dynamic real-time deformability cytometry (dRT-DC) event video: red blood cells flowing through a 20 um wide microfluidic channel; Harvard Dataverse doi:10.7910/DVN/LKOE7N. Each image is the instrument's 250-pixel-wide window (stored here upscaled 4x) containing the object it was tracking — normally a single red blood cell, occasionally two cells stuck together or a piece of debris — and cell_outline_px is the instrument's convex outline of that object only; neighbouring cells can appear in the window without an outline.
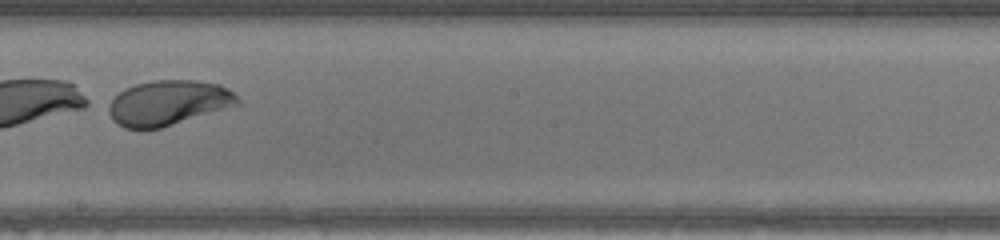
{"species": "human", "species_latin": "Homo sapiens", "temperature_condition": "warm", "stored_images_in_passage": 35, "segment_of_instrument_passage": [2, 2], "camera_frame_rate_fps": 3000, "um_per_image_px": 0.085, "donor": {"sex": "male"}, "frame": {"image": 1, "passage_image": 21, "time_ms": 6.667, "image_size_px": [1000, 240], "cell_outline_px": [[240, 104], [160, 128], [124, 128], [116, 124], [112, 120], [104, 104], [124, 88], [136, 84], [152, 80], [196, 80], [220, 84], [228, 88], [240, 100]], "centroid_in_image_um": [14.24, 8.73], "position_along_channel_um": 234.0, "area_um2": 34.04}}
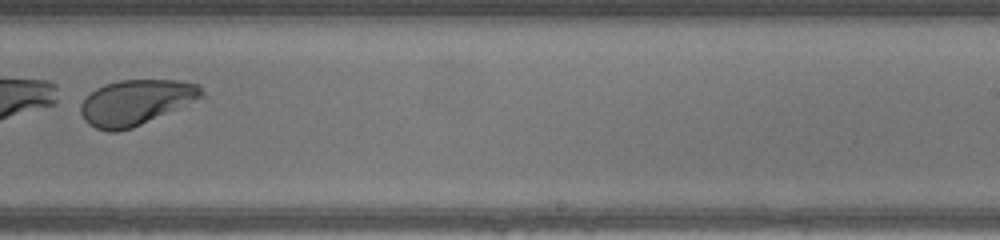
{"frame": {"image": 2, "passage_image": 24, "time_ms": 7.667, "image_size_px": [1000, 240], "cell_outline_px": [[208, 96], [132, 128], [116, 132], [108, 132], [96, 128], [88, 124], [84, 120], [80, 112], [80, 104], [96, 88], [104, 84], [120, 80], [180, 80], [200, 84]], "centroid_in_image_um": [11.61, 8.69], "position_along_channel_um": 277.4, "area_um2": 32.31}}